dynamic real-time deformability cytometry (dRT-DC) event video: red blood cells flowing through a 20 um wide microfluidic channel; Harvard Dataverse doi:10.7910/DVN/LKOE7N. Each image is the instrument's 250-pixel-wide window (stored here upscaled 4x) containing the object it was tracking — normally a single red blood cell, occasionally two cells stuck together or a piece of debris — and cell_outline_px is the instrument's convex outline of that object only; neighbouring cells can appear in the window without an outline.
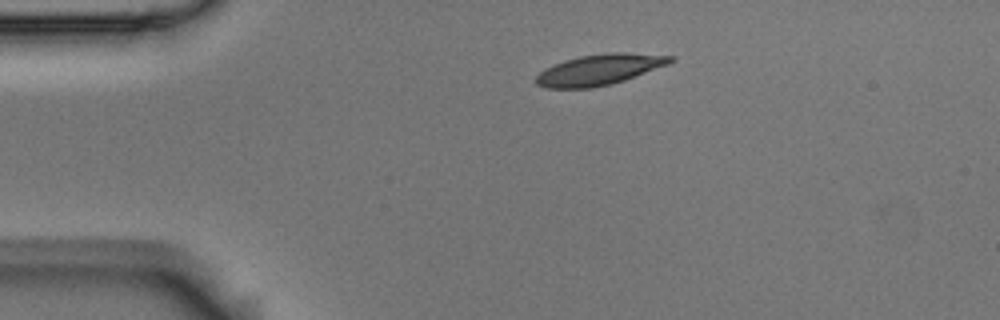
{"species": "Egyptian fruit bat (a non-hibernating species)", "species_latin": "Rousettus aegyptiacus", "temperature_condition": "room temperature", "stored_images_in_passage": 3, "camera_frame_rate_fps": 3000, "um_per_image_px": 0.085, "animal": {"sex": "male"}, "frame": {"image": 1, "passage_image": 1, "time_ms": 0.0, "image_size_px": [1000, 320], "cell_outline_px": [[676, 60], [668, 64], [624, 80], [612, 84], [592, 88], [548, 88], [536, 84], [536, 76], [544, 68], [564, 60], [580, 56], [604, 52], [624, 52], [676, 56]], "centroid_in_image_um": [50.96, 5.91], "position_along_channel_um": 34.0, "area_um2": 24.16}}
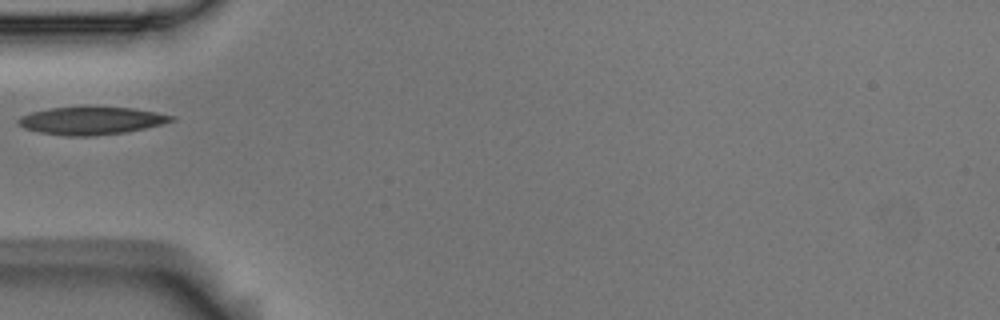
{"frame": {"image": 2, "passage_image": 3, "time_ms": 0.667, "image_size_px": [1000, 320], "cell_outline_px": [[176, 120], [144, 128], [124, 132], [96, 136], [68, 136], [40, 132], [24, 128], [16, 120], [20, 116], [32, 112], [48, 108], [84, 104], [88, 104], [136, 108], [176, 116]], "centroid_in_image_um": [7.76, 10.2], "position_along_channel_um": 77.2, "area_um2": 25.66}}